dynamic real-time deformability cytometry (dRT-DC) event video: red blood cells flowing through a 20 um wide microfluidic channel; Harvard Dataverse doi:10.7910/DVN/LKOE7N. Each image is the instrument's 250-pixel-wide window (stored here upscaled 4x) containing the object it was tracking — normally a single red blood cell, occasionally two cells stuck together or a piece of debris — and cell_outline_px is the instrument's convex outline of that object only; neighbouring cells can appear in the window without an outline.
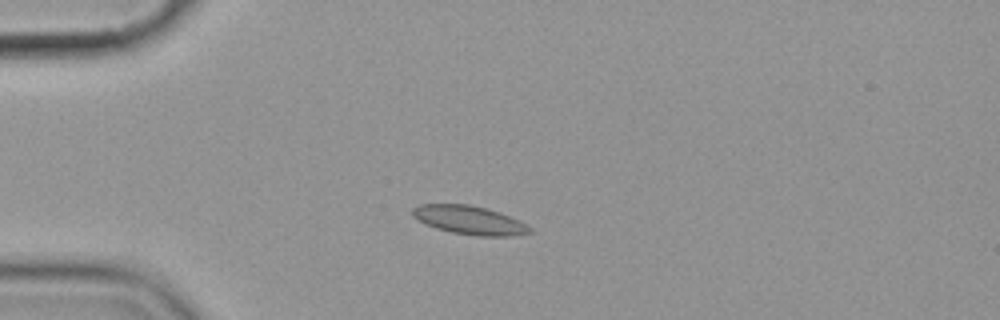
{"species": "common noctule bat (a hibernating species)", "species_latin": "Nyctalus noctula", "temperature_condition": "cold", "stored_images_in_passage": 7, "camera_frame_rate_fps": 3000, "um_per_image_px": 0.085, "animal": {"sex": "female", "body_mass_g": 19.9}, "frame": {"image": 1, "passage_image": 3, "time_ms": 2.333, "image_size_px": [1000, 320], "cell_outline_px": [[536, 232], [512, 236], [476, 236], [452, 232], [436, 228], [424, 224], [412, 216], [412, 208], [420, 204], [468, 204], [500, 212], [532, 228]], "centroid_in_image_um": [39.88, 18.72], "position_along_channel_um": 45.1, "area_um2": 19.54}}
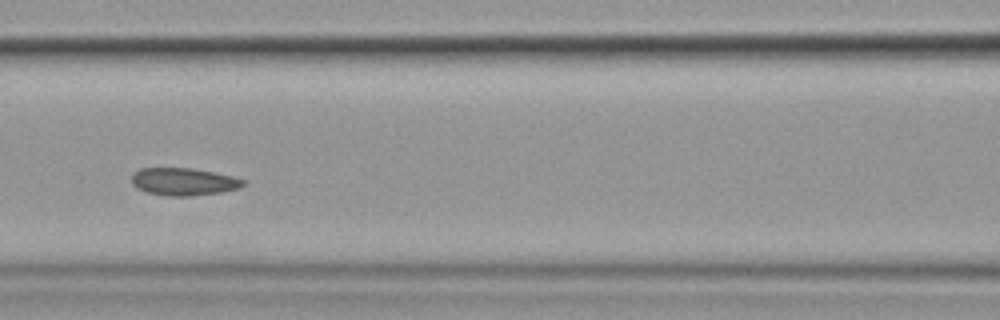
{"frame": {"image": 2, "passage_image": 6, "time_ms": 6.0, "image_size_px": [1000, 320], "cell_outline_px": [[248, 184], [240, 188], [220, 192], [188, 196], [168, 196], [148, 192], [136, 188], [132, 184], [132, 176], [140, 168], [192, 168], [232, 176], [248, 180]], "centroid_in_image_um": [15.66, 15.44], "position_along_channel_um": 150.9, "area_um2": 17.92}}
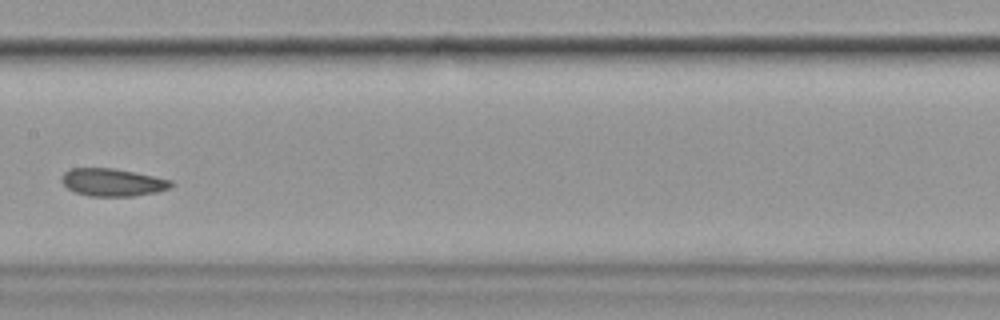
{"frame": {"image": 3, "passage_image": 7, "time_ms": 7.333, "image_size_px": [1000, 320], "cell_outline_px": [[172, 188], [156, 192], [132, 196], [88, 196], [76, 192], [68, 188], [60, 180], [60, 176], [64, 172], [72, 168], [112, 168], [172, 180]], "centroid_in_image_um": [9.54, 15.5], "position_along_channel_um": 197.9, "area_um2": 17.51}}